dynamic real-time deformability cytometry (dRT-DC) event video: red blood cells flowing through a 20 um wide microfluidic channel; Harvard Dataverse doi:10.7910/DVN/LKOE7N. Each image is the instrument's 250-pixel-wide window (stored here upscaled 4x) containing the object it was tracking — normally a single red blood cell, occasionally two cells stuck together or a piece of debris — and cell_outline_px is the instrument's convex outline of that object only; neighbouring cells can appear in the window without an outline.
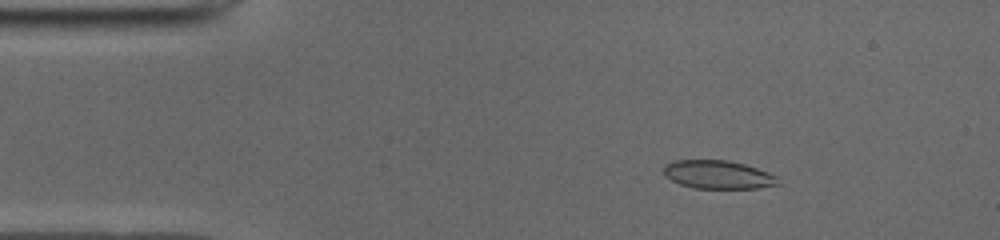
{"species": "common noctule bat (a hibernating species)", "species_latin": "Nyctalus noctula", "temperature_condition": "cold", "stored_images_in_passage": 45, "camera_frame_rate_fps": 3000, "um_per_image_px": 0.085, "animal": {"sex": "male", "body_mass_g": 19.0, "forearm_length_mm": 50.8}, "frame": {"image": 1, "passage_image": 2, "time_ms": 0.333, "image_size_px": [1000, 240], "cell_outline_px": [[780, 184], [756, 188], [696, 188], [680, 184], [664, 176], [664, 164], [676, 160], [728, 160], [744, 164], [768, 172], [776, 176]], "centroid_in_image_um": [61.01, 14.84], "position_along_channel_um": 24.0, "area_um2": 18.79}}
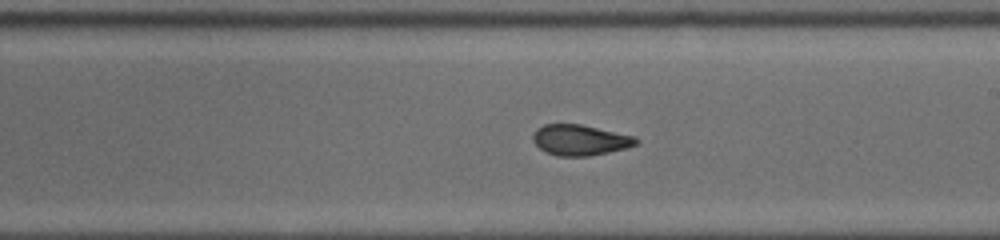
{"frame": {"image": 2, "passage_image": 23, "time_ms": 7.333, "image_size_px": [1000, 240], "cell_outline_px": [[640, 140], [636, 144], [628, 148], [588, 156], [556, 156], [544, 152], [532, 140], [532, 136], [536, 128], [544, 124], [580, 124], [636, 136]], "centroid_in_image_um": [49.3, 11.9], "position_along_channel_um": 239.7, "area_um2": 18.61}}
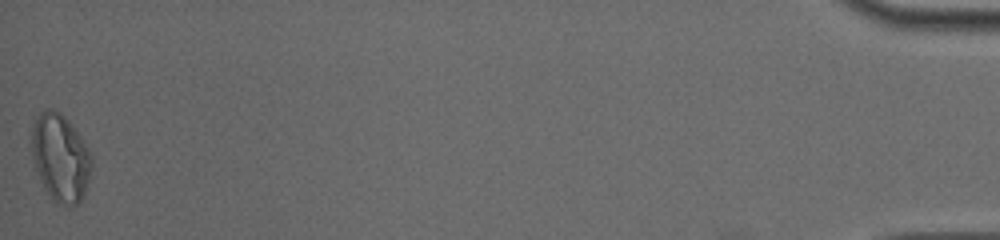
{"frame": {"image": 3, "passage_image": 45, "time_ms": 14.667, "image_size_px": [1000, 240], "cell_outline_px": [[92, 164], [84, 196], [76, 204], [68, 208], [56, 204], [52, 200], [44, 188], [40, 180], [36, 168], [32, 152], [32, 128], [36, 116], [44, 108], [52, 108], [60, 112], [68, 120], [80, 136], [88, 148], [92, 156]], "centroid_in_image_um": [5.14, 13.42], "position_along_channel_um": 430.1, "area_um2": 30.75}, "authors_computed_cell_mechanics": {"area_um2": 19.074, "velocity_mm_per_s": 3.9631, "shape_relaxation_time_tau1_ms": null, "shape_relaxation_time_tau2_ms": 1.3083, "deformation_change_tau1": null, "deformation_change_tau2": 0.0586}}